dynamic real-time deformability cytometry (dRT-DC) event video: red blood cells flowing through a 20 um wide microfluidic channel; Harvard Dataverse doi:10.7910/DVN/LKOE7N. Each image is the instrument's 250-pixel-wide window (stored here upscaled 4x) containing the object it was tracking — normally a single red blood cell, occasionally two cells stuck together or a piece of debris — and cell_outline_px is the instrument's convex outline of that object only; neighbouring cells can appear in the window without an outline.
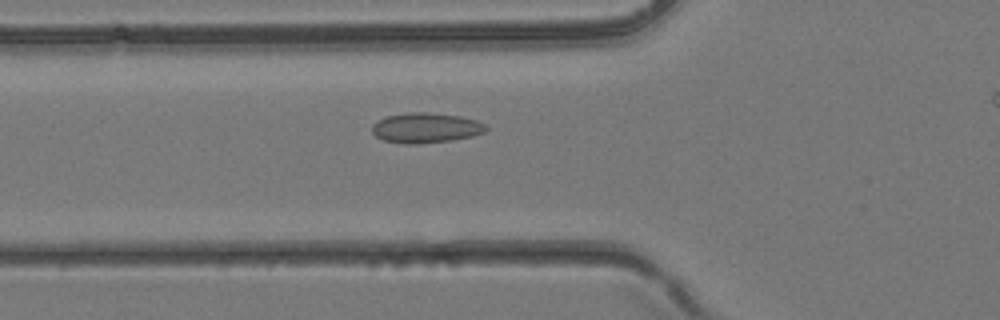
{"species": "common noctule bat (a hibernating species)", "species_latin": "Nyctalus noctula", "temperature_condition": "room temperature", "stored_images_in_passage": 34, "camera_frame_rate_fps": 3000, "um_per_image_px": 0.085, "animal": {"sex": "female", "body_mass_g": 24.6, "forearm_length_mm": 56.2}, "frame": {"image": 1, "passage_image": 14, "time_ms": 4.333, "image_size_px": [1000, 320], "cell_outline_px": [[488, 128], [484, 132], [472, 136], [452, 140], [412, 144], [404, 144], [384, 140], [376, 136], [372, 132], [372, 124], [376, 120], [388, 116], [408, 112], [428, 112], [460, 116], [476, 120], [484, 124]], "centroid_in_image_um": [36.17, 10.86], "position_along_channel_um": 89.6, "area_um2": 19.94}}
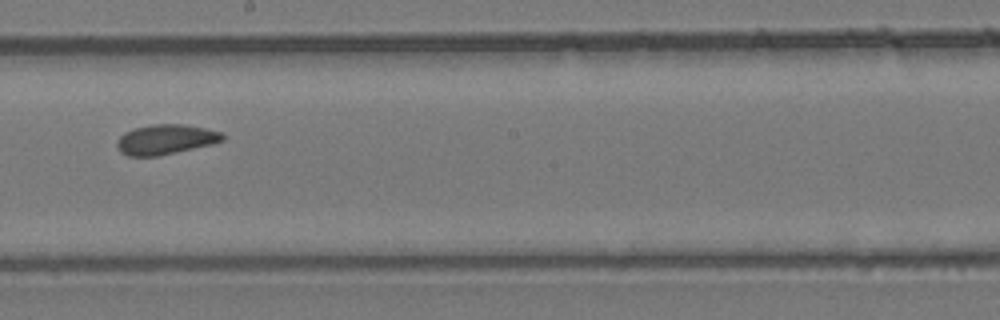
{"frame": {"image": 2, "passage_image": 22, "time_ms": 7.0, "image_size_px": [1000, 320], "cell_outline_px": [[224, 140], [212, 144], [160, 156], [128, 156], [120, 152], [116, 148], [116, 144], [120, 136], [124, 132], [136, 128], [152, 124], [184, 124], [224, 132]], "centroid_in_image_um": [14.08, 11.86], "position_along_channel_um": 234.1, "area_um2": 18.55}}
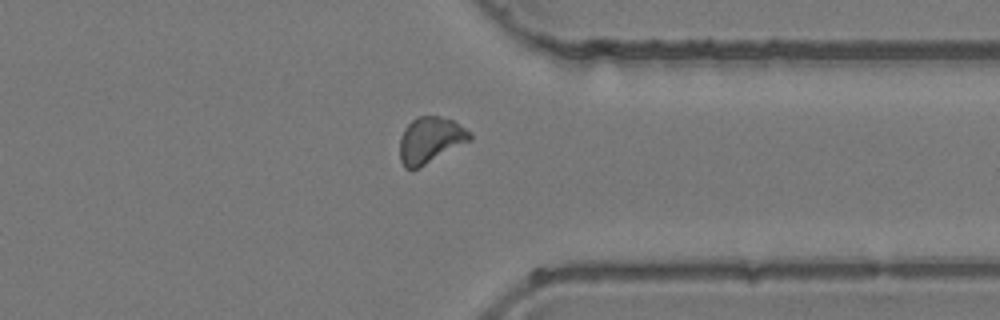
{"frame": {"image": 3, "passage_image": 30, "time_ms": 9.667, "image_size_px": [1000, 320], "cell_outline_px": [[472, 140], [420, 168], [404, 168], [400, 160], [400, 136], [404, 128], [416, 116], [440, 116], [452, 120], [464, 128], [472, 136]], "centroid_in_image_um": [36.56, 11.91], "position_along_channel_um": 374.8, "area_um2": 18.9}}